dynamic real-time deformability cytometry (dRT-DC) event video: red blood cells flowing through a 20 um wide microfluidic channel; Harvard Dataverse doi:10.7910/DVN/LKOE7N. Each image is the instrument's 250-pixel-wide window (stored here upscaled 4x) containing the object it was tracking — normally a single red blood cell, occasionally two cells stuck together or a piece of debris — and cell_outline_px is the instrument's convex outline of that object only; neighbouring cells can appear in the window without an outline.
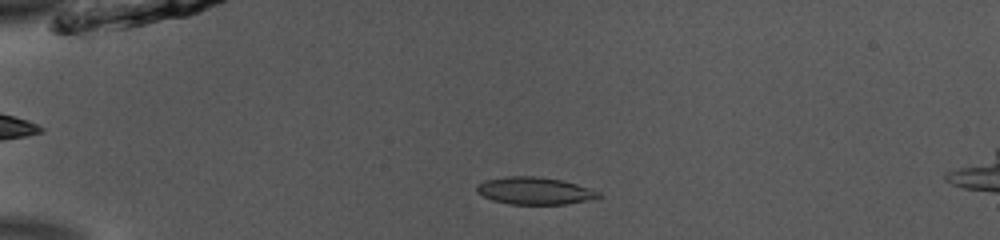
{"species": "common noctule bat (a hibernating species)", "species_latin": "Nyctalus noctula", "temperature_condition": "room temperature", "stored_images_in_passage": 52, "camera_frame_rate_fps": 3000, "um_per_image_px": 0.085, "animal": {"sex": "male", "body_mass_g": 13.0, "forearm_length_mm": 53.1}, "frame": {"image": 1, "passage_image": 13, "time_ms": 4.0, "image_size_px": [1000, 240], "cell_outline_px": [[600, 196], [596, 200], [564, 204], [508, 204], [492, 200], [476, 192], [476, 188], [484, 180], [508, 176], [536, 176], [560, 180], [576, 184], [600, 192]], "centroid_in_image_um": [45.46, 16.23], "position_along_channel_um": 39.5, "area_um2": 19.36}}
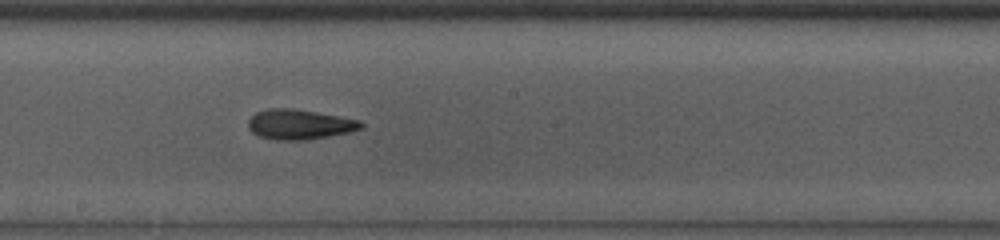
{"frame": {"image": 2, "passage_image": 30, "time_ms": 9.667, "image_size_px": [1000, 240], "cell_outline_px": [[364, 128], [348, 132], [328, 136], [304, 140], [272, 140], [256, 136], [248, 128], [248, 120], [256, 112], [268, 108], [292, 108], [360, 120], [364, 124]], "centroid_in_image_um": [25.42, 10.58], "position_along_channel_um": 222.8, "area_um2": 19.77}}
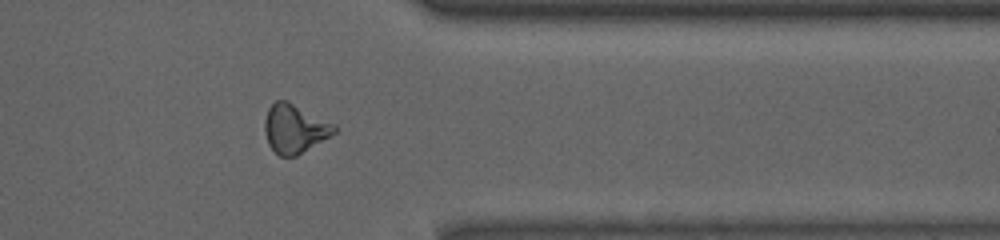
{"frame": {"image": 3, "passage_image": 43, "time_ms": 14.0, "image_size_px": [1000, 240], "cell_outline_px": [[336, 132], [296, 156], [280, 156], [268, 144], [264, 128], [264, 120], [268, 108], [276, 100], [288, 100], [336, 124]], "centroid_in_image_um": [25.04, 10.9], "position_along_channel_um": 386.4, "area_um2": 19.77}, "authors_computed_cell_mechanics": {"area_um2": 19.2763, "velocity_mm_per_s": 3.8972, "shape_relaxation_time_tau1_ms": 3.3699, "shape_relaxation_time_tau2_ms": 3.2567, "deformation_change_tau1": 0.1302, "deformation_change_tau2": 0.1159}}